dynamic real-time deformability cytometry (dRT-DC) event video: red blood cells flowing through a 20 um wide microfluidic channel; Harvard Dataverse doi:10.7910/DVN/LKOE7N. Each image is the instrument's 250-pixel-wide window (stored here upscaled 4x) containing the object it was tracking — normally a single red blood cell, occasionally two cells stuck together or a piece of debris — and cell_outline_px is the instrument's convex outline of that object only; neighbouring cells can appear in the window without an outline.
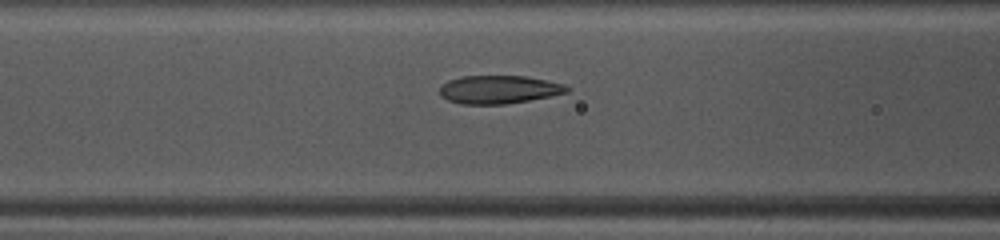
{"species": "common noctule bat (a hibernating species)", "species_latin": "Nyctalus noctula", "temperature_condition": "warm", "stored_images_in_passage": 46, "camera_frame_rate_fps": 3000, "um_per_image_px": 0.085, "animal": {"sex": "female", "body_mass_g": 10.0, "forearm_length_mm": 53.1}, "frame": {"image": 1, "passage_image": 16, "time_ms": 5.0, "image_size_px": [1000, 240], "cell_outline_px": [[568, 92], [528, 100], [504, 104], [460, 104], [448, 100], [440, 96], [440, 84], [448, 80], [464, 76], [528, 76], [564, 84], [568, 88]], "centroid_in_image_um": [42.35, 7.6], "position_along_channel_um": 124.3, "area_um2": 20.81}}
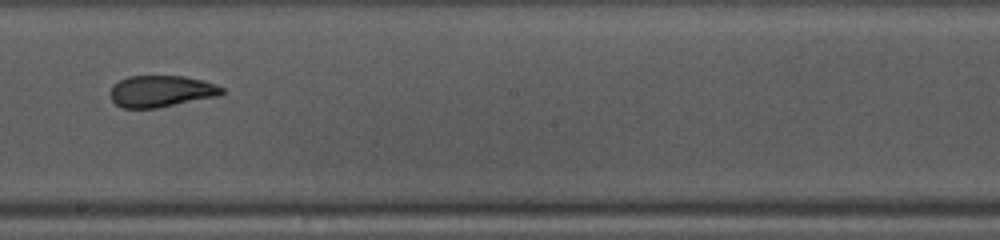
{"frame": {"image": 2, "passage_image": 24, "time_ms": 7.667, "image_size_px": [1000, 240], "cell_outline_px": [[224, 92], [220, 96], [156, 108], [120, 108], [112, 100], [112, 84], [128, 76], [184, 76], [204, 80], [216, 84], [224, 88]], "centroid_in_image_um": [13.74, 7.75], "position_along_channel_um": 234.5, "area_um2": 20.63}}
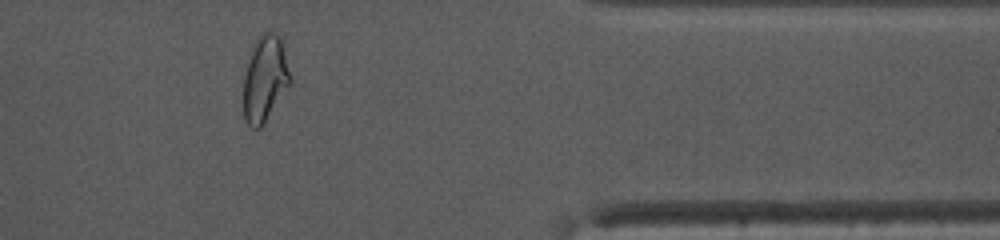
{"frame": {"image": 3, "passage_image": 37, "time_ms": 12.0, "image_size_px": [1000, 240], "cell_outline_px": [[292, 80], [264, 124], [260, 128], [252, 128], [244, 120], [244, 76], [252, 44], [260, 32], [272, 28], [280, 36]], "centroid_in_image_um": [22.51, 6.62], "position_along_channel_um": 388.9, "area_um2": 23.7}, "authors_computed_cell_mechanics": {"area_um2": 22.5131, "velocity_mm_per_s": 4.1344, "shape_relaxation_time_tau1_ms": null, "shape_relaxation_time_tau2_ms": 1.5829, "deformation_change_tau1": null, "deformation_change_tau2": 0.0957}}